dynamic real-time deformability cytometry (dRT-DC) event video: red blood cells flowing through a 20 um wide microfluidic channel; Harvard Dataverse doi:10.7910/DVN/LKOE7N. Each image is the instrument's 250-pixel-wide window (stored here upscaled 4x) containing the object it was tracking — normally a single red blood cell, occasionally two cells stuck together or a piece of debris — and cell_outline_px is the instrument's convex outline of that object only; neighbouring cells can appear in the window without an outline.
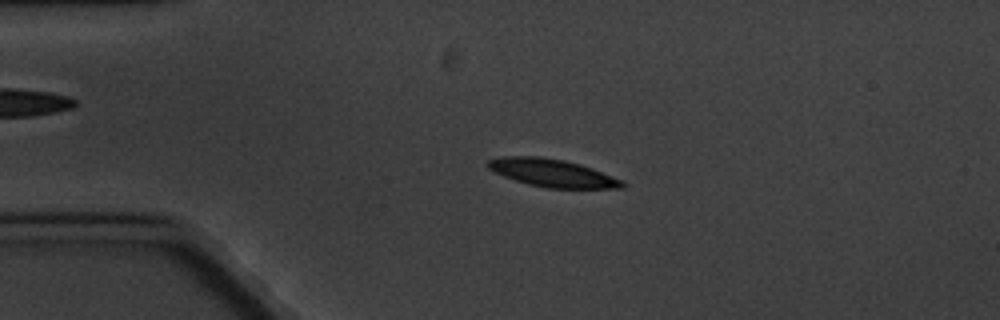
{"species": "common noctule bat (a hibernating species)", "species_latin": "Nyctalus noctula", "temperature_condition": "cold", "stored_images_in_passage": 4, "camera_frame_rate_fps": 3000, "um_per_image_px": 0.085, "animal": {"sex": "male", "body_mass_g": 20.1, "forearm_length_mm": 53.5}, "frame": {"image": 1, "passage_image": 3, "time_ms": 2.333, "image_size_px": [1000, 320], "cell_outline_px": [[628, 184], [624, 188], [548, 188], [528, 184], [504, 176], [488, 168], [488, 160], [500, 156], [540, 156], [564, 160], [580, 164], [592, 168], [624, 180]], "centroid_in_image_um": [47.0, 14.7], "position_along_channel_um": 38.0, "area_um2": 21.79}}